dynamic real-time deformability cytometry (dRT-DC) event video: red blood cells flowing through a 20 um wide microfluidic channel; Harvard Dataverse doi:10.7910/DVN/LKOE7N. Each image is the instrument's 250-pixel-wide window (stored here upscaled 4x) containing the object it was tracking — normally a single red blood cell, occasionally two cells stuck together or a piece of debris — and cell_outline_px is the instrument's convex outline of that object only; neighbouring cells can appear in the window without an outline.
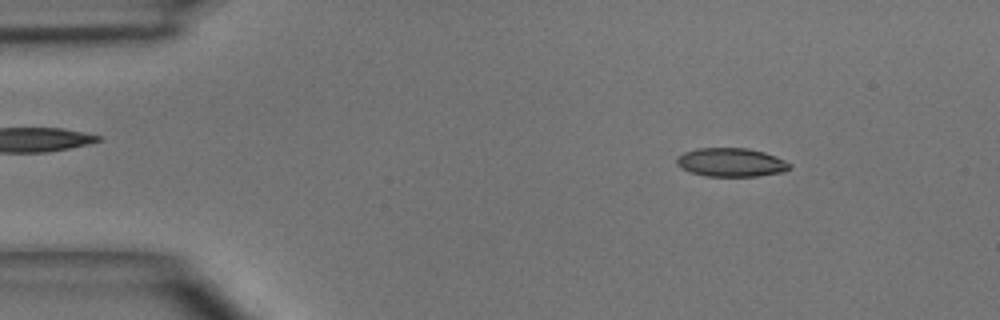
{"species": "common noctule bat (a hibernating species)", "species_latin": "Nyctalus noctula", "temperature_condition": "room temperature", "stored_images_in_passage": 4, "camera_frame_rate_fps": 3000, "um_per_image_px": 0.085, "animal": {"sex": "male", "body_mass_g": 15.6}, "frame": {"image": 1, "passage_image": 2, "time_ms": 2.0, "image_size_px": [1000, 320], "cell_outline_px": [[792, 168], [784, 172], [756, 176], [704, 176], [680, 168], [676, 164], [676, 160], [684, 152], [696, 148], [748, 148], [764, 152], [776, 156], [792, 164]], "centroid_in_image_um": [62.17, 13.8], "position_along_channel_um": 22.8, "area_um2": 18.96}}